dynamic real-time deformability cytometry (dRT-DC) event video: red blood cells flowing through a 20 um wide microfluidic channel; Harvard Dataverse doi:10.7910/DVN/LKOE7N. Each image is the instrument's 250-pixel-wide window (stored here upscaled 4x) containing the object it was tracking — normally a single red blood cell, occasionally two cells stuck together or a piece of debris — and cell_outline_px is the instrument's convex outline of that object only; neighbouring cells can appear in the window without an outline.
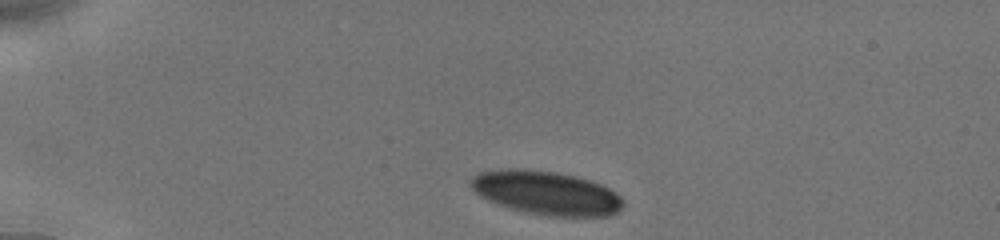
{"species": "human", "species_latin": "Homo sapiens", "temperature_condition": "cold", "stored_images_in_passage": 27, "camera_frame_rate_fps": 3000, "um_per_image_px": 0.085, "donor": {"sex": "male"}, "frame": {"image": 1, "passage_image": 1, "time_ms": 0.0, "image_size_px": [1000, 240], "cell_outline_px": [[624, 204], [616, 212], [608, 216], [548, 216], [528, 212], [512, 208], [488, 200], [480, 196], [468, 184], [472, 176], [480, 172], [508, 168], [516, 168], [556, 172], [576, 176], [600, 184], [616, 192], [624, 200]], "centroid_in_image_um": [46.43, 16.38], "position_along_channel_um": 38.6, "area_um2": 38.61}}
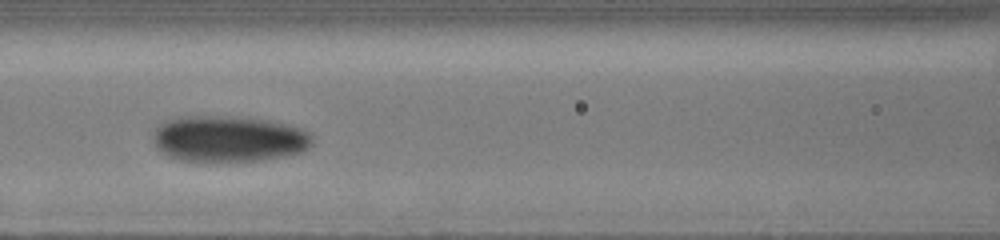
{"frame": {"image": 2, "passage_image": 15, "time_ms": 4.333, "image_size_px": [1000, 240], "cell_outline_px": [[312, 144], [308, 148], [300, 152], [284, 156], [264, 160], [212, 164], [196, 164], [180, 160], [168, 156], [156, 148], [156, 128], [160, 124], [168, 120], [184, 116], [228, 116], [268, 120], [300, 128], [308, 132], [312, 136]], "centroid_in_image_um": [19.43, 11.85], "position_along_channel_um": 147.2, "area_um2": 43.58}}
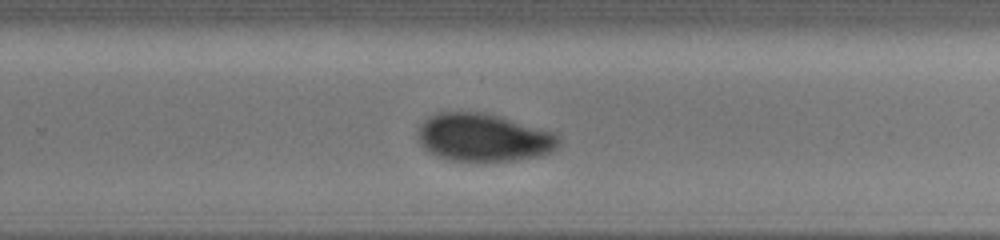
{"frame": {"image": 3, "passage_image": 26, "time_ms": 8.0, "image_size_px": [1000, 240], "cell_outline_px": [[560, 144], [552, 152], [540, 156], [516, 160], [484, 164], [476, 164], [452, 160], [436, 156], [424, 148], [420, 144], [416, 136], [416, 128], [428, 116], [436, 112], [476, 112], [496, 116], [552, 132], [560, 136]], "centroid_in_image_um": [41.04, 11.74], "position_along_channel_um": 288.8, "area_um2": 40.11}}